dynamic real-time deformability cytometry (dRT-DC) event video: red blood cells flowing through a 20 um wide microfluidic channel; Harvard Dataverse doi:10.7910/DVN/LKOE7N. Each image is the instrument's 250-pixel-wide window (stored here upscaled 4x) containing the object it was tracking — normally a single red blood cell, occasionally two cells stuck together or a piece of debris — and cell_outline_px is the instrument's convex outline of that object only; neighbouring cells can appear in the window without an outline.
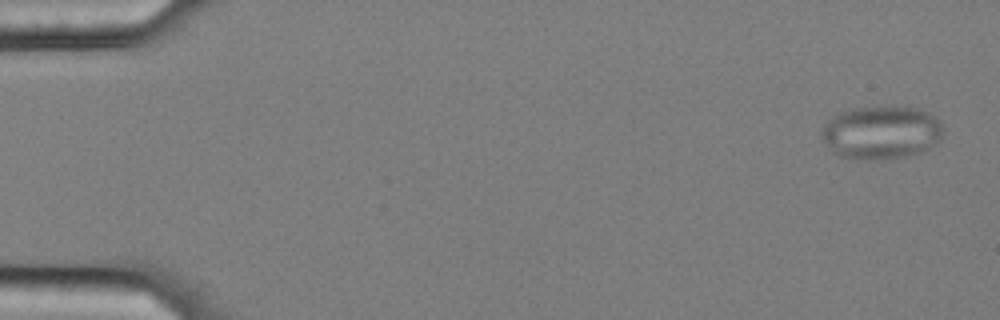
{"species": "common noctule bat (a hibernating species)", "species_latin": "Nyctalus noctula", "temperature_condition": "cold", "stored_images_in_passage": 57, "camera_frame_rate_fps": 3000, "um_per_image_px": 0.085, "animal": {"sex": "female", "body_mass_g": 25.1}, "frame": {"image": 1, "passage_image": 2, "time_ms": 0.333, "image_size_px": [1000, 320], "cell_outline_px": [[944, 136], [936, 144], [920, 152], [904, 156], [880, 160], [856, 160], [836, 156], [832, 152], [824, 140], [820, 132], [824, 124], [832, 116], [840, 112], [852, 108], [884, 104], [888, 104], [916, 108], [940, 120], [944, 128]], "centroid_in_image_um": [74.89, 11.24], "position_along_channel_um": 10.1, "area_um2": 38.73}}
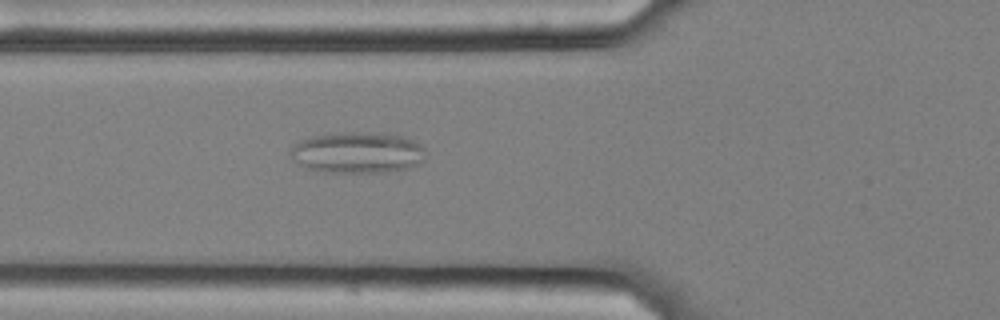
{"frame": {"image": 2, "passage_image": 21, "time_ms": 6.667, "image_size_px": [1000, 320], "cell_outline_px": [[424, 160], [420, 164], [408, 168], [388, 172], [324, 172], [308, 168], [292, 160], [288, 152], [292, 144], [300, 140], [312, 136], [348, 132], [380, 132], [400, 136], [412, 140], [420, 144], [424, 148]], "centroid_in_image_um": [30.37, 12.97], "position_along_channel_um": 95.4, "area_um2": 32.71}}
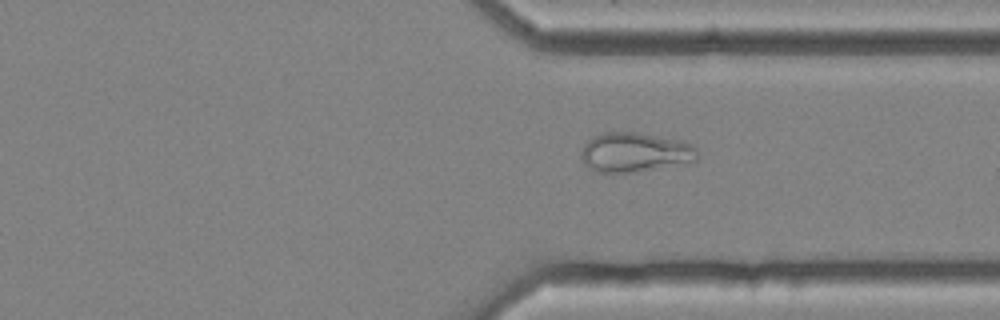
{"frame": {"image": 3, "passage_image": 43, "time_ms": 14.0, "image_size_px": [1000, 320], "cell_outline_px": [[700, 156], [696, 160], [636, 172], [596, 172], [588, 168], [584, 164], [580, 156], [580, 152], [584, 144], [592, 136], [604, 132], [636, 132], [684, 140], [692, 144], [700, 152]], "centroid_in_image_um": [53.95, 12.93], "position_along_channel_um": 357.4, "area_um2": 27.05}, "authors_computed_cell_mechanics": {"area_um2": 28.9, "velocity_mm_per_s": 3.5638, "shape_relaxation_time_tau1_ms": null, "shape_relaxation_time_tau2_ms": 3.4142, "deformation_change_tau1": null, "deformation_change_tau2": 0.0863}}